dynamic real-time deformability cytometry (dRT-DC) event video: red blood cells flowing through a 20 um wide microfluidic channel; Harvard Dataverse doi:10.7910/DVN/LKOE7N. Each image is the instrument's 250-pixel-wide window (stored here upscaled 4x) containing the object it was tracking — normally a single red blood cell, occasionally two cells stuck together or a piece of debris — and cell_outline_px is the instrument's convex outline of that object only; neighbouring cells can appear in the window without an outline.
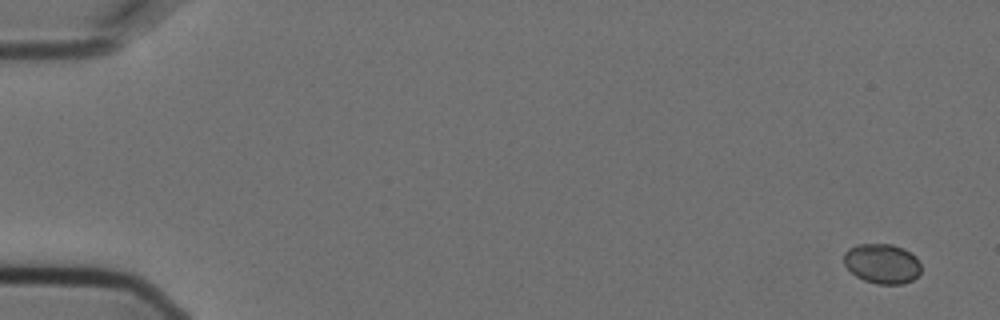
{"species": "Egyptian fruit bat (a non-hibernating species)", "species_latin": "Rousettus aegyptiacus", "temperature_condition": "cold", "stored_images_in_passage": 7, "camera_frame_rate_fps": 3000, "um_per_image_px": 0.085, "animal": {"sex": "female"}, "frame": {"image": 1, "passage_image": 1, "time_ms": 0.0, "image_size_px": [1000, 320], "cell_outline_px": [[920, 272], [912, 280], [904, 284], [876, 284], [864, 280], [856, 276], [844, 264], [844, 252], [848, 248], [856, 244], [892, 244], [904, 248], [916, 256], [920, 264]], "centroid_in_image_um": [74.97, 22.4], "position_along_channel_um": 10.0, "area_um2": 18.03}}
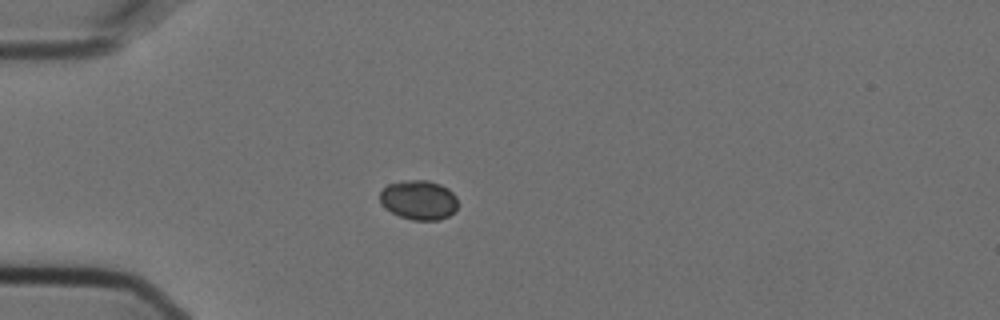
{"frame": {"image": 2, "passage_image": 5, "time_ms": 1.333, "image_size_px": [1000, 320], "cell_outline_px": [[456, 208], [448, 216], [440, 220], [412, 220], [400, 216], [392, 212], [380, 200], [380, 192], [388, 184], [404, 180], [428, 180], [440, 184], [448, 188], [456, 196]], "centroid_in_image_um": [35.61, 16.98], "position_along_channel_um": 49.4, "area_um2": 17.74}}
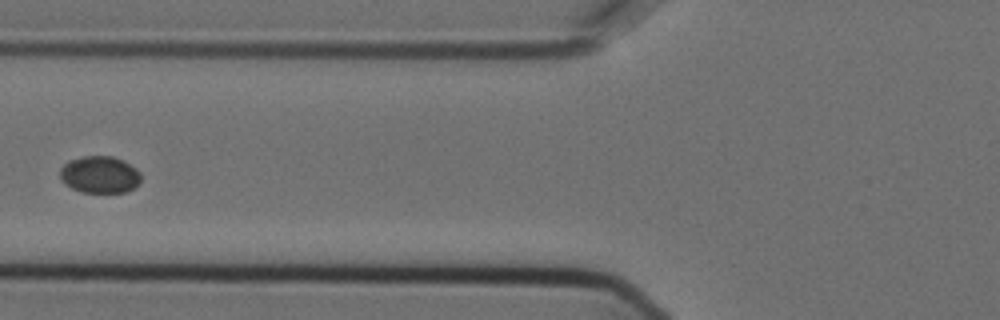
{"frame": {"image": 3, "passage_image": 7, "time_ms": 2.0, "image_size_px": [1000, 320], "cell_outline_px": [[140, 180], [132, 188], [124, 192], [80, 192], [64, 184], [60, 180], [60, 168], [68, 160], [84, 156], [112, 156], [124, 160], [136, 168], [140, 172]], "centroid_in_image_um": [8.44, 14.83], "position_along_channel_um": 117.4, "area_um2": 17.51}}